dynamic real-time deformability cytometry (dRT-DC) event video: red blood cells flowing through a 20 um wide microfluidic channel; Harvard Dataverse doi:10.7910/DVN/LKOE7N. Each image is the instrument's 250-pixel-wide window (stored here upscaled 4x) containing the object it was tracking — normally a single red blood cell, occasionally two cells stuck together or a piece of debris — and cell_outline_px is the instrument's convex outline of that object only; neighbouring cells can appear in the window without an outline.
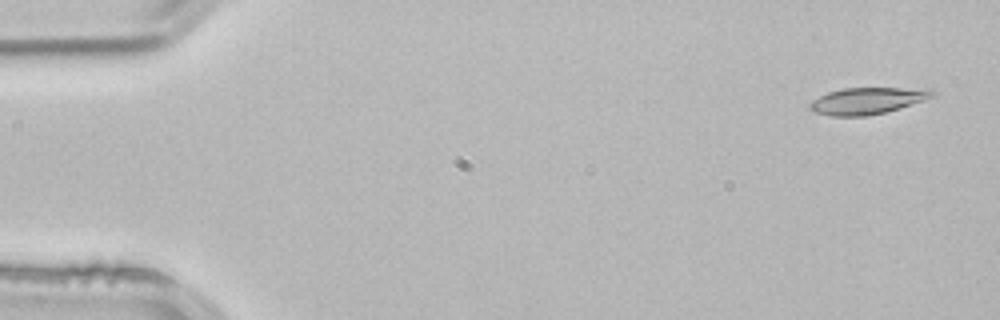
{"species": "common noctule bat (a hibernating species)", "species_latin": "Nyctalus noctula", "temperature_condition": "room temperature", "stored_images_in_passage": 3, "camera_frame_rate_fps": 3000, "um_per_image_px": 0.085, "animal": {"sex": "male", "body_mass_g": 21.5, "forearm_length_mm": 52.0}, "frame": {"image": 1, "passage_image": 1, "time_ms": 0.0, "image_size_px": [1000, 320], "cell_outline_px": [[936, 96], [884, 112], [864, 116], [832, 116], [812, 112], [808, 108], [808, 104], [812, 100], [828, 92], [844, 88], [932, 88], [936, 92]], "centroid_in_image_um": [73.7, 8.55], "position_along_channel_um": 11.3, "area_um2": 19.02}}
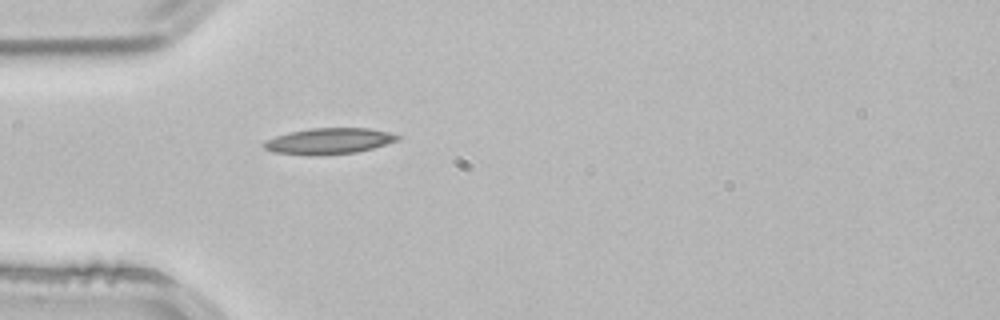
{"frame": {"image": 2, "passage_image": 3, "time_ms": 0.667, "image_size_px": [1000, 320], "cell_outline_px": [[400, 140], [372, 148], [356, 152], [320, 156], [272, 152], [264, 148], [260, 144], [264, 140], [288, 132], [312, 128], [368, 128], [388, 132], [400, 136]], "centroid_in_image_um": [27.92, 11.99], "position_along_channel_um": 57.1, "area_um2": 20.4}}